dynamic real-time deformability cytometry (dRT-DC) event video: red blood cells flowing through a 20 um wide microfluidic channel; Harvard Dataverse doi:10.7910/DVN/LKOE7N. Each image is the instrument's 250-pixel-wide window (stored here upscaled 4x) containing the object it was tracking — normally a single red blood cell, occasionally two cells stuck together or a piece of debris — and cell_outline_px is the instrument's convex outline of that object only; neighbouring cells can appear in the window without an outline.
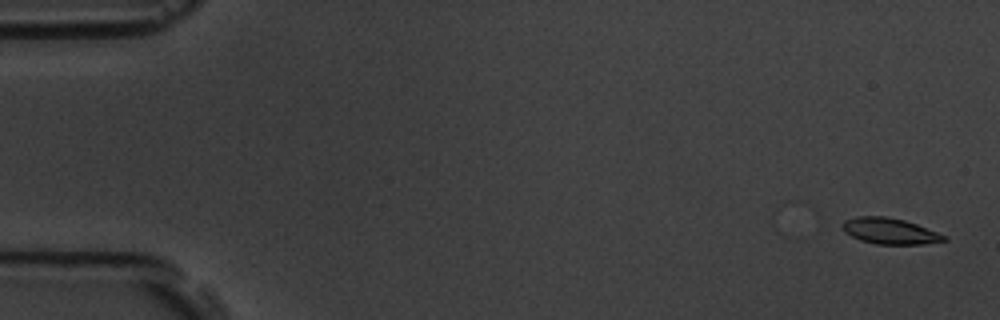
{"species": "common noctule bat (a hibernating species)", "species_latin": "Nyctalus noctula", "temperature_condition": "room temperature", "stored_images_in_passage": 2, "camera_frame_rate_fps": 3000, "um_per_image_px": 0.085, "animal": {"sex": "male", "body_mass_g": 19.5, "forearm_length_mm": 54.6}, "frame": {"image": 1, "passage_image": 2, "time_ms": 1.333, "image_size_px": [1000, 320], "cell_outline_px": [[948, 240], [924, 244], [876, 244], [860, 240], [844, 232], [840, 224], [844, 220], [856, 216], [884, 216], [904, 220], [916, 224], [948, 236]], "centroid_in_image_um": [75.62, 19.64], "position_along_channel_um": 9.4, "area_um2": 15.49}}